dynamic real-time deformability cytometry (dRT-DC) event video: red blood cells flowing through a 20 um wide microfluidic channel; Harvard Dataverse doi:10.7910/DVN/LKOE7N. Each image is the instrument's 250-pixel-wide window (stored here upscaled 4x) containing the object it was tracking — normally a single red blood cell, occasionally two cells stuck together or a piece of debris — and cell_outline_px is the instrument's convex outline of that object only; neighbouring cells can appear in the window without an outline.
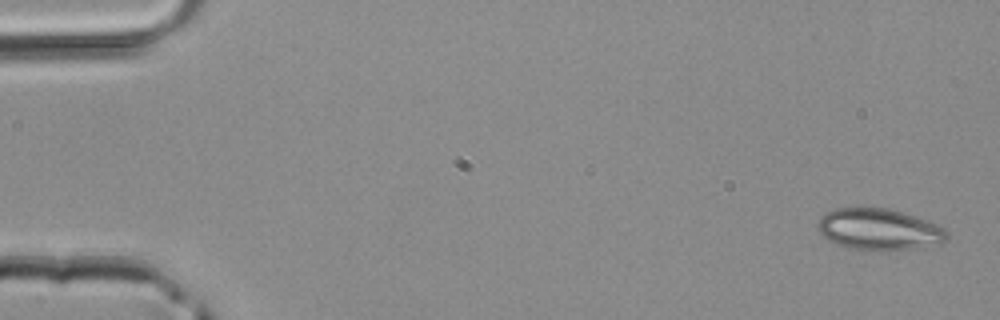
{"species": "common noctule bat (a hibernating species)", "species_latin": "Nyctalus noctula", "temperature_condition": "room temperature", "stored_images_in_passage": 5, "camera_frame_rate_fps": 3000, "um_per_image_px": 0.085, "animal": {"sex": "male", "body_mass_g": 20.4}, "frame": {"image": 1, "passage_image": 1, "time_ms": 0.0, "image_size_px": [1000, 320], "cell_outline_px": [[948, 236], [940, 244], [920, 248], [884, 252], [876, 252], [848, 248], [836, 244], [828, 240], [820, 232], [816, 224], [820, 216], [836, 208], [888, 208], [904, 212], [936, 224], [944, 228], [948, 232]], "centroid_in_image_um": [74.72, 19.53], "position_along_channel_um": 10.3, "area_um2": 31.73}}